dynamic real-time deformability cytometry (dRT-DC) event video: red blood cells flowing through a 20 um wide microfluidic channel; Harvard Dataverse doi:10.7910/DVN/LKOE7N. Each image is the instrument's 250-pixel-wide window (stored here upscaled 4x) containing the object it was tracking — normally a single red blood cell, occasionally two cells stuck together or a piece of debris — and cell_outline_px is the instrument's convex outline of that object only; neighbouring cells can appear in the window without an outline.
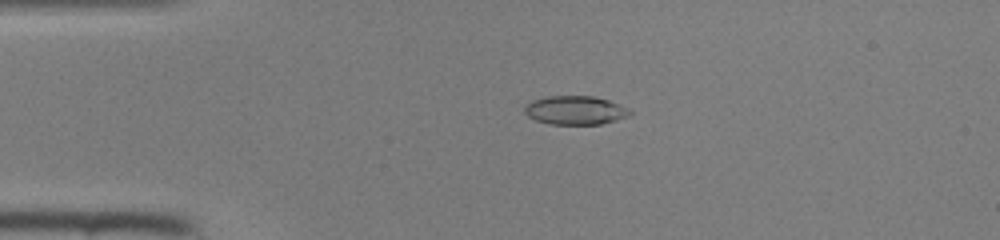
{"species": "common noctule bat (a hibernating species)", "species_latin": "Nyctalus noctula", "temperature_condition": "room temperature", "stored_images_in_passage": 47, "camera_frame_rate_fps": 3000, "um_per_image_px": 0.085, "animal": {"sex": "female", "body_mass_g": 22.0, "forearm_length_mm": 56.7}, "frame": {"image": 1, "passage_image": 11, "time_ms": 3.333, "image_size_px": [1000, 240], "cell_outline_px": [[632, 112], [628, 116], [616, 120], [600, 124], [548, 124], [536, 120], [528, 116], [524, 112], [524, 108], [532, 100], [548, 96], [592, 96], [608, 100], [620, 104], [628, 108]], "centroid_in_image_um": [48.9, 9.37], "position_along_channel_um": 36.1, "area_um2": 17.57}}
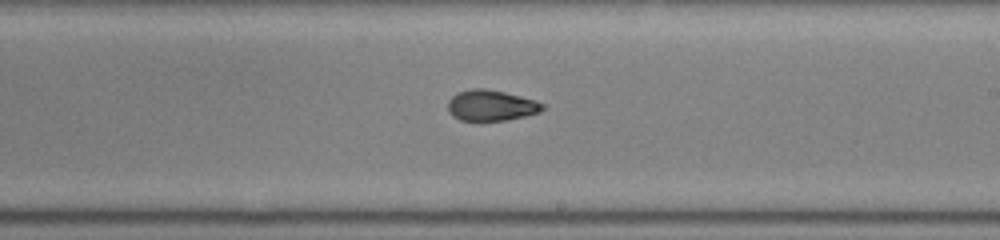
{"frame": {"image": 2, "passage_image": 28, "time_ms": 9.0, "image_size_px": [1000, 240], "cell_outline_px": [[544, 108], [540, 112], [524, 116], [504, 120], [460, 120], [452, 116], [448, 112], [448, 100], [456, 92], [472, 88], [484, 88], [504, 92], [536, 100], [544, 104]], "centroid_in_image_um": [41.71, 8.95], "position_along_channel_um": 247.3, "area_um2": 16.99}}
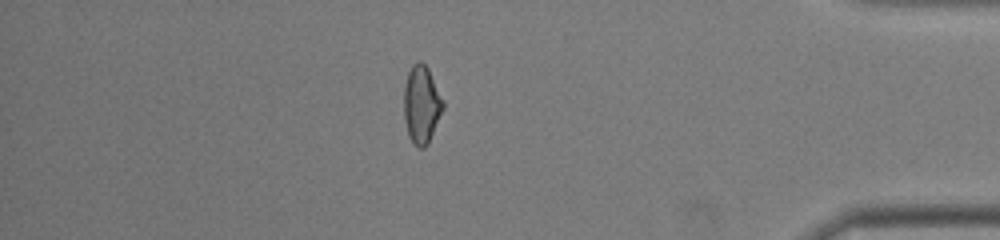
{"frame": {"image": 3, "passage_image": 41, "time_ms": 13.333, "image_size_px": [1000, 240], "cell_outline_px": [[444, 108], [428, 144], [424, 148], [416, 148], [412, 144], [408, 136], [404, 120], [404, 88], [408, 72], [412, 64], [416, 60], [420, 60], [428, 68], [444, 100]], "centroid_in_image_um": [35.82, 8.9], "position_along_channel_um": 399.4, "area_um2": 18.09}}